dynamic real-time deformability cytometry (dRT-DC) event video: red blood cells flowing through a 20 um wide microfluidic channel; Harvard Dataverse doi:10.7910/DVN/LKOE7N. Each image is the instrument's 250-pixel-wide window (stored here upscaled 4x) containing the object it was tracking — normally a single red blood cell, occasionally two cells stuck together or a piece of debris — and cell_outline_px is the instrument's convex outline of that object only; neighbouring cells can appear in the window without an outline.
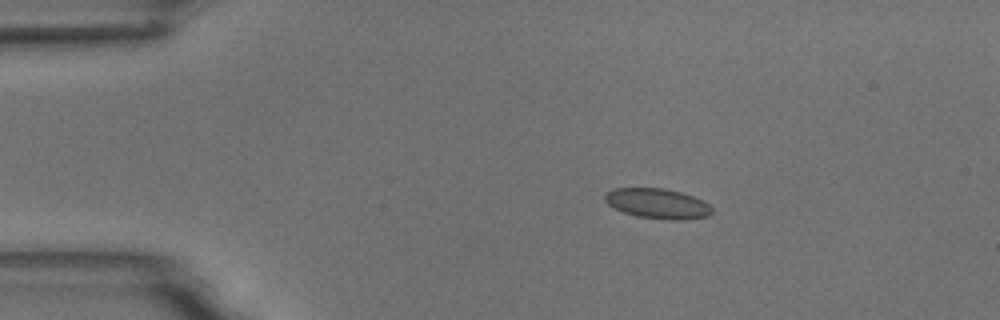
{"species": "common noctule bat (a hibernating species)", "species_latin": "Nyctalus noctula", "temperature_condition": "room temperature", "stored_images_in_passage": 7, "camera_frame_rate_fps": 3000, "um_per_image_px": 0.085, "animal": {"sex": "male", "body_mass_g": 18.8}, "frame": {"image": 1, "passage_image": 1, "time_ms": 0.0, "image_size_px": [1000, 320], "cell_outline_px": [[712, 212], [708, 216], [684, 220], [668, 220], [636, 216], [624, 212], [608, 204], [604, 200], [604, 192], [612, 188], [664, 188], [680, 192], [704, 200], [712, 208]], "centroid_in_image_um": [55.88, 17.3], "position_along_channel_um": 29.1, "area_um2": 18.9}}
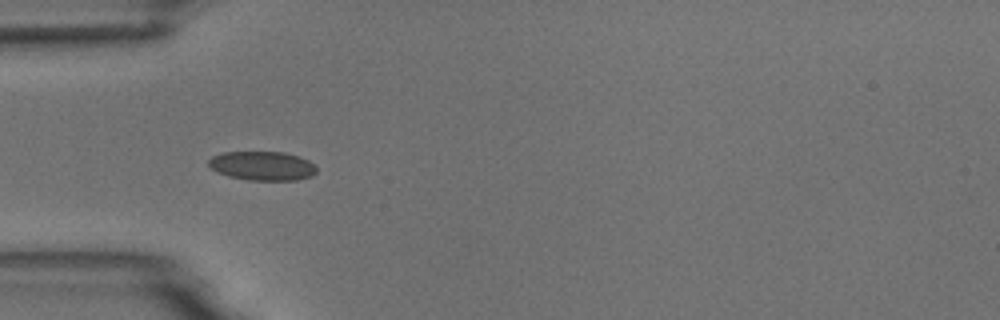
{"frame": {"image": 2, "passage_image": 3, "time_ms": 2.333, "image_size_px": [1000, 320], "cell_outline_px": [[316, 172], [312, 176], [296, 180], [248, 180], [228, 176], [216, 172], [208, 164], [208, 160], [212, 156], [224, 152], [284, 152], [308, 160], [316, 168]], "centroid_in_image_um": [22.27, 14.1], "position_along_channel_um": 62.7, "area_um2": 18.21}}